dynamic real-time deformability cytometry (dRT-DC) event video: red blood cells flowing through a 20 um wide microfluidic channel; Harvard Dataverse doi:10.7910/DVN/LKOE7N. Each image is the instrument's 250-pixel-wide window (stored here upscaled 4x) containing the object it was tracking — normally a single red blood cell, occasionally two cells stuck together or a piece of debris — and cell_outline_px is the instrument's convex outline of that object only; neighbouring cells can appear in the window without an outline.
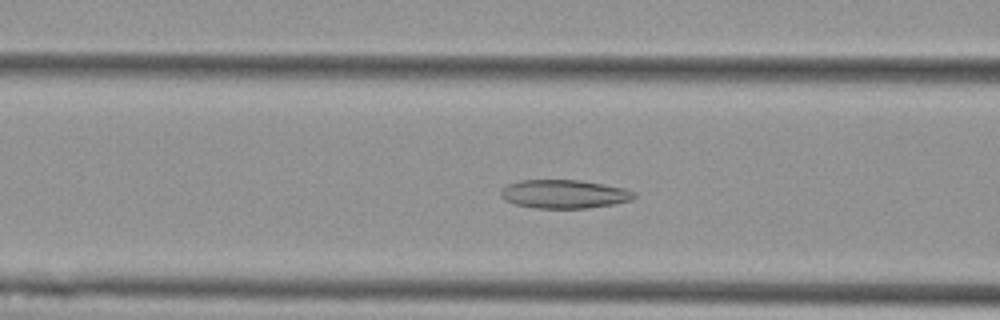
{"species": "Egyptian fruit bat (a non-hibernating species)", "species_latin": "Rousettus aegyptiacus", "temperature_condition": "cold", "stored_images_in_passage": 53, "camera_frame_rate_fps": 3000, "um_per_image_px": 0.085, "animal": {"sex": "female"}, "frame": {"image": 1, "passage_image": 23, "time_ms": 7.333, "image_size_px": [1000, 320], "cell_outline_px": [[636, 196], [632, 200], [612, 204], [588, 208], [536, 208], [516, 204], [504, 200], [500, 196], [500, 192], [508, 184], [520, 180], [580, 180], [624, 188], [636, 192]], "centroid_in_image_um": [47.96, 16.49], "position_along_channel_um": 118.6, "area_um2": 22.14}}
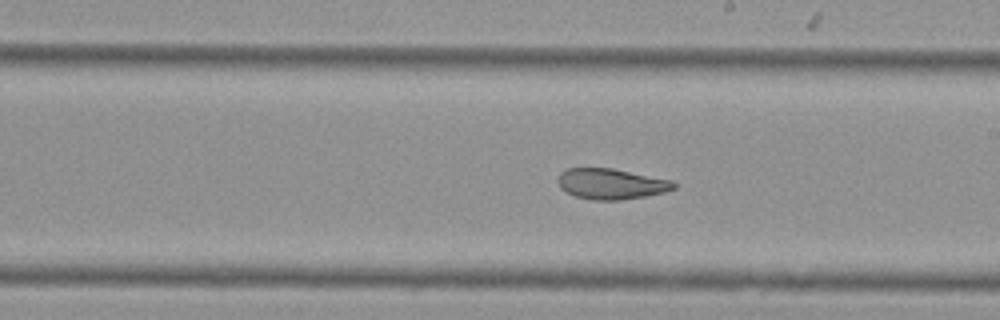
{"frame": {"image": 2, "passage_image": 33, "time_ms": 10.667, "image_size_px": [1000, 320], "cell_outline_px": [[676, 188], [664, 192], [644, 196], [620, 200], [592, 200], [576, 196], [564, 192], [560, 188], [556, 180], [560, 172], [568, 168], [612, 168], [672, 180], [676, 184]], "centroid_in_image_um": [51.91, 15.63], "position_along_channel_um": 237.1, "area_um2": 20.81}}
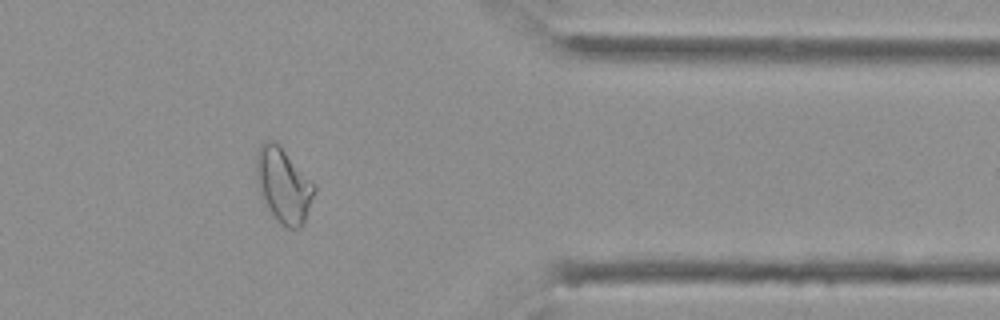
{"frame": {"image": 3, "passage_image": 47, "time_ms": 15.333, "image_size_px": [1000, 320], "cell_outline_px": [[316, 188], [304, 224], [300, 228], [288, 228], [280, 224], [272, 216], [264, 200], [256, 180], [256, 156], [260, 144], [264, 140], [272, 140], [280, 144], [316, 184]], "centroid_in_image_um": [24.11, 15.72], "position_along_channel_um": 387.3, "area_um2": 25.55}}